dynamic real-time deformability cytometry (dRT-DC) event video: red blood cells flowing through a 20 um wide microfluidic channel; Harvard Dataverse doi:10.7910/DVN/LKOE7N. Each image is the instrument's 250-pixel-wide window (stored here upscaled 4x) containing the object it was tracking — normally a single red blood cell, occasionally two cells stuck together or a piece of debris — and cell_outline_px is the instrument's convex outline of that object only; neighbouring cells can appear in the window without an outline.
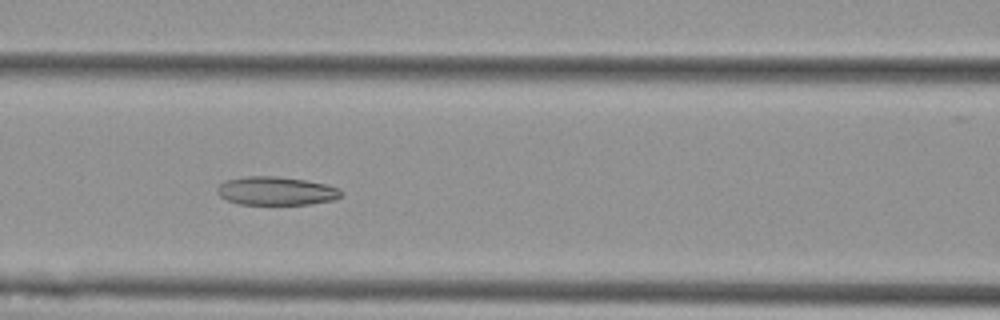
{"species": "Egyptian fruit bat (a non-hibernating species)", "species_latin": "Rousettus aegyptiacus", "temperature_condition": "cold", "stored_images_in_passage": 10, "camera_frame_rate_fps": 3000, "um_per_image_px": 0.085, "animal": {"sex": "female"}, "frame": {"image": 1, "passage_image": 6, "time_ms": 1.667, "image_size_px": [1000, 320], "cell_outline_px": [[344, 192], [336, 200], [308, 204], [240, 204], [228, 200], [220, 196], [216, 192], [216, 188], [224, 180], [244, 176], [280, 176], [304, 180], [324, 184], [340, 188]], "centroid_in_image_um": [23.47, 16.22], "position_along_channel_um": 143.1, "area_um2": 20.69}}
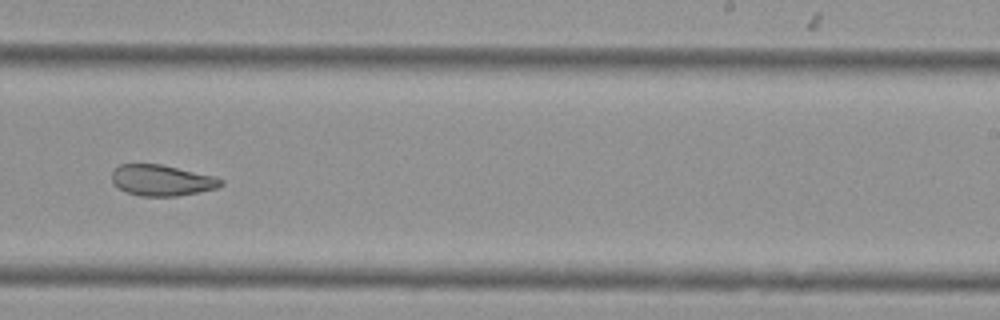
{"frame": {"image": 2, "passage_image": 9, "time_ms": 2.667, "image_size_px": [1000, 320], "cell_outline_px": [[224, 184], [216, 188], [200, 192], [176, 196], [140, 196], [124, 192], [112, 180], [112, 172], [120, 164], [160, 164], [216, 176], [224, 180]], "centroid_in_image_um": [13.79, 15.33], "position_along_channel_um": 275.2, "area_um2": 19.71}}
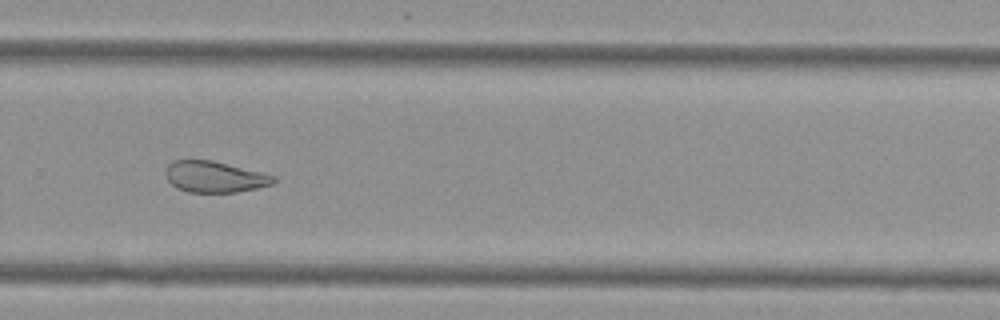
{"frame": {"image": 3, "passage_image": 10, "time_ms": 3.0, "image_size_px": [1000, 320], "cell_outline_px": [[276, 180], [272, 184], [256, 188], [236, 192], [188, 192], [176, 188], [168, 180], [164, 172], [168, 164], [172, 160], [212, 160], [276, 176]], "centroid_in_image_um": [18.21, 15.03], "position_along_channel_um": 311.6, "area_um2": 19.54}}